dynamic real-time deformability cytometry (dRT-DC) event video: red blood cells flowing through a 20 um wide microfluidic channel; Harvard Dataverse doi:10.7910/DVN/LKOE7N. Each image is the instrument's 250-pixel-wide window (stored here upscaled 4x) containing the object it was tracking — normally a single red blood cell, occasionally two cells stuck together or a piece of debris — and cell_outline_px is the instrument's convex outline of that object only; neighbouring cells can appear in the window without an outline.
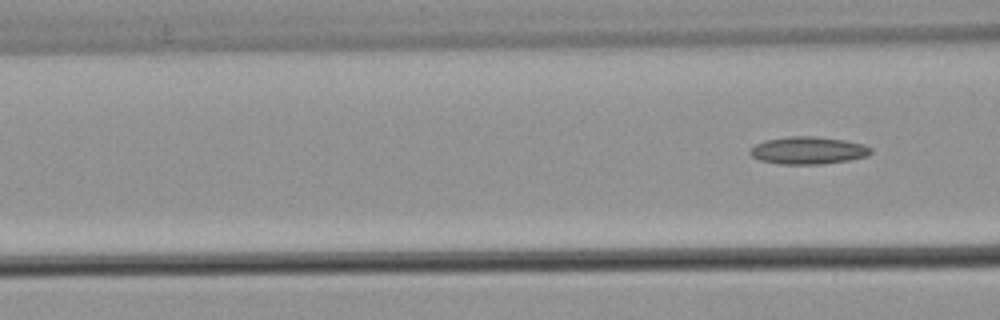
{"species": "common noctule bat (a hibernating species)", "species_latin": "Nyctalus noctula", "temperature_condition": "warm", "stored_images_in_passage": 8, "segment_of_instrument_passage": [2, 2], "camera_frame_rate_fps": 3000, "um_per_image_px": 0.085, "animal": {"sex": "male", "body_mass_g": 21.5, "forearm_length_mm": 52.0}, "frame": {"image": 1, "passage_image": 8, "time_ms": 2.333, "image_size_px": [1000, 320], "cell_outline_px": [[872, 152], [868, 156], [848, 160], [824, 164], [780, 164], [760, 160], [752, 156], [748, 152], [756, 144], [764, 140], [788, 136], [816, 136], [844, 140], [864, 144], [872, 148]], "centroid_in_image_um": [68.7, 12.78], "position_along_channel_um": 97.9, "area_um2": 19.42}}